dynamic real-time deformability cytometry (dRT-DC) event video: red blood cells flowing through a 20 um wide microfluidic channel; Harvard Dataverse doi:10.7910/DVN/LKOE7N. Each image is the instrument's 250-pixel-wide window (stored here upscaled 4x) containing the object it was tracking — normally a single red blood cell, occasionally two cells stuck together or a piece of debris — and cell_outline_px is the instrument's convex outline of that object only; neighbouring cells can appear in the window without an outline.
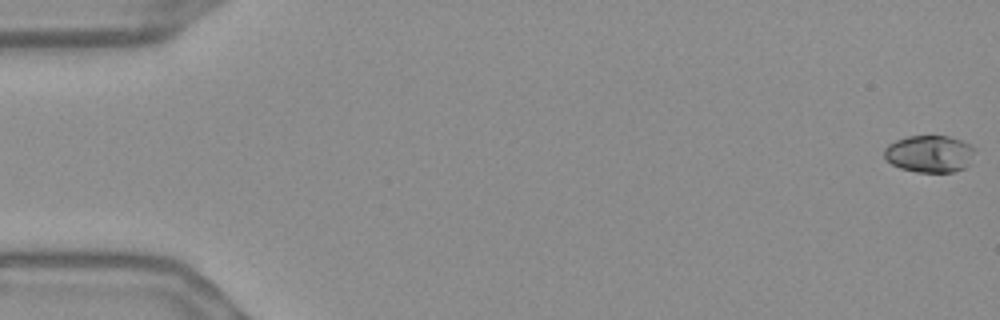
{"species": "Egyptian fruit bat (a non-hibernating species)", "species_latin": "Rousettus aegyptiacus", "temperature_condition": "warm", "stored_images_in_passage": 56, "camera_frame_rate_fps": 3000, "um_per_image_px": 0.085, "frame": {"image": 1, "passage_image": 1, "time_ms": 0.0, "image_size_px": [1000, 320], "cell_outline_px": [[976, 152], [968, 164], [964, 168], [952, 172], [916, 172], [900, 168], [892, 164], [884, 156], [884, 148], [888, 144], [896, 140], [908, 136], [948, 136], [960, 140], [976, 148]], "centroid_in_image_um": [79.01, 13.07], "position_along_channel_um": 6.0, "area_um2": 19.59}}
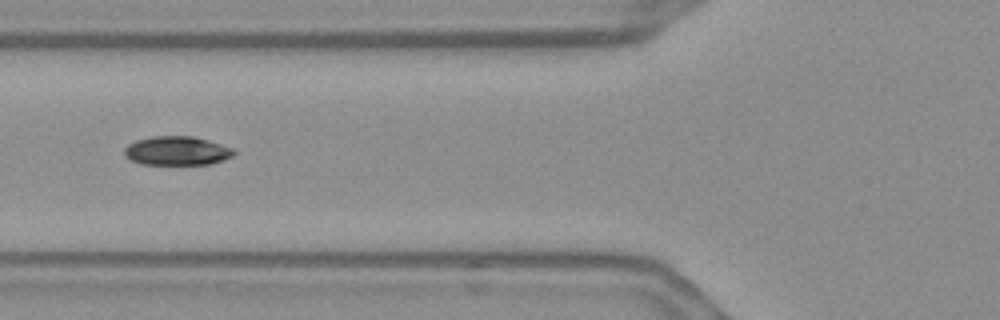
{"frame": {"image": 2, "passage_image": 22, "time_ms": 7.0, "image_size_px": [1000, 320], "cell_outline_px": [[236, 152], [232, 156], [224, 160], [212, 164], [140, 164], [124, 156], [124, 148], [128, 144], [136, 140], [152, 136], [192, 136], [208, 140], [236, 148]], "centroid_in_image_um": [15.07, 12.81], "position_along_channel_um": 110.7, "area_um2": 18.67}}
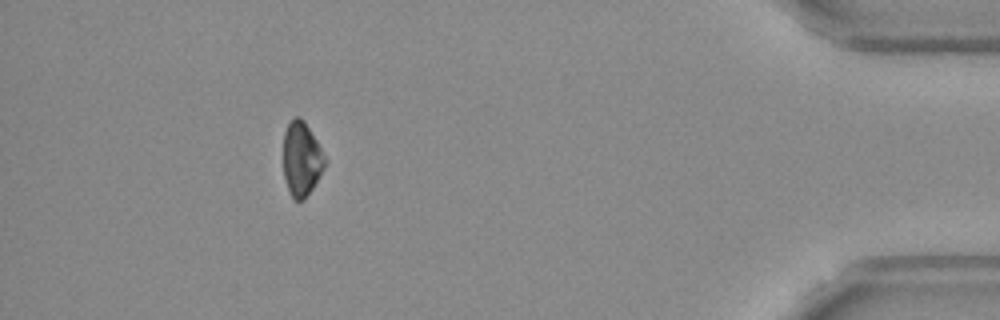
{"frame": {"image": 3, "passage_image": 51, "time_ms": 16.667, "image_size_px": [1000, 320], "cell_outline_px": [[328, 160], [324, 168], [312, 188], [304, 200], [292, 200], [288, 192], [284, 176], [284, 132], [288, 124], [296, 116], [300, 116], [304, 120]], "centroid_in_image_um": [25.63, 13.53], "position_along_channel_um": 409.6, "area_um2": 18.03}, "authors_computed_cell_mechanics": {"area_um2": 19.1029, "velocity_mm_per_s": 3.6864, "shape_relaxation_time_tau1_ms": 5.1046, "shape_relaxation_time_tau2_ms": null, "deformation_change_tau1": 0.1177, "deformation_change_tau2": null}}